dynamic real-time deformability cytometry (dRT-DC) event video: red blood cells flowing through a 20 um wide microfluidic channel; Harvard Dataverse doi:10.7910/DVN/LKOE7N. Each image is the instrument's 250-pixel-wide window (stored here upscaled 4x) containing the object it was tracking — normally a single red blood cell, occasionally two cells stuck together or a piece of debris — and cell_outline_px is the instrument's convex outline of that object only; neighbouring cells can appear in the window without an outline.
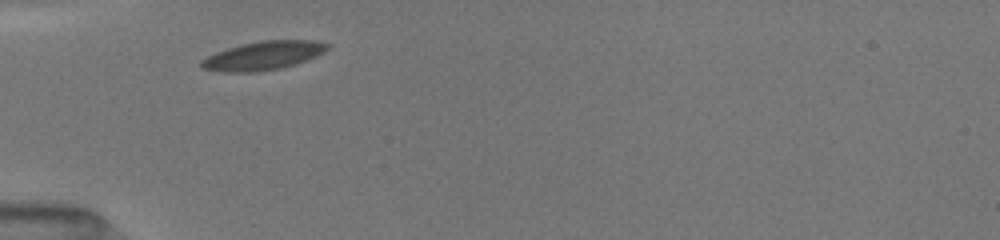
{"species": "common noctule bat (a hibernating species)", "species_latin": "Nyctalus noctula", "temperature_condition": "room temperature", "stored_images_in_passage": 2, "camera_frame_rate_fps": 3000, "um_per_image_px": 0.085, "animal": {"sex": "female", "body_mass_g": 19.5, "forearm_length_mm": 54.1}, "frame": {"image": 1, "passage_image": 1, "time_ms": 0.0, "image_size_px": [1000, 240], "cell_outline_px": [[328, 48], [324, 52], [316, 56], [280, 68], [256, 72], [224, 72], [200, 68], [200, 60], [216, 52], [240, 44], [260, 40], [312, 40], [328, 44]], "centroid_in_image_um": [22.32, 4.72], "position_along_channel_um": 62.7, "area_um2": 20.87}}